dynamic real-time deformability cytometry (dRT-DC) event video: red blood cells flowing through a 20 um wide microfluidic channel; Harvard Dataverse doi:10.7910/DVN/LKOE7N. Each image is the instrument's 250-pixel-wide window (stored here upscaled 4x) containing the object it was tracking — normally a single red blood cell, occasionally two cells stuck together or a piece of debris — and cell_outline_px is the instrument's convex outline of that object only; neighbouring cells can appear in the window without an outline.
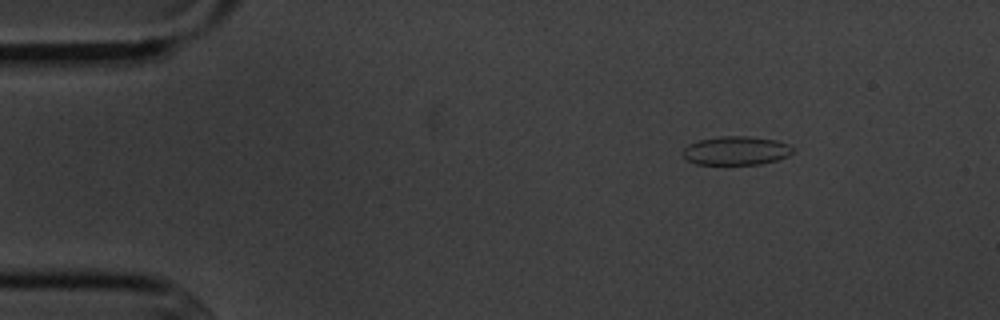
{"species": "common noctule bat (a hibernating species)", "species_latin": "Nyctalus noctula", "temperature_condition": "cold", "stored_images_in_passage": 6, "camera_frame_rate_fps": 3000, "um_per_image_px": 0.085, "animal": {"sex": "male", "body_mass_g": 20.1, "forearm_length_mm": 53.5}, "frame": {"image": 1, "passage_image": 3, "time_ms": 2.333, "image_size_px": [1000, 320], "cell_outline_px": [[796, 148], [788, 156], [776, 160], [760, 164], [696, 164], [688, 160], [684, 156], [684, 148], [688, 144], [700, 140], [720, 136], [748, 136], [776, 140], [788, 144]], "centroid_in_image_um": [62.6, 12.8], "position_along_channel_um": 22.4, "area_um2": 18.32}}